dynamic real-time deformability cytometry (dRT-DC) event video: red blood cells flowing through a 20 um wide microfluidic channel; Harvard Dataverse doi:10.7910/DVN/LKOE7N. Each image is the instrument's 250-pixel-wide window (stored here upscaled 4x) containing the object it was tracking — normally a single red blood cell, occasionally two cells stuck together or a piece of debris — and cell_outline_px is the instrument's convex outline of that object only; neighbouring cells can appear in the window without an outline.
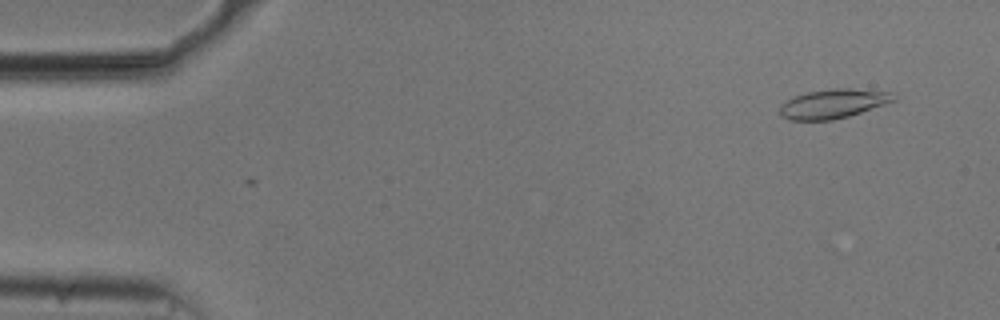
{"species": "common noctule bat (a hibernating species)", "species_latin": "Nyctalus noctula", "temperature_condition": "cold", "stored_images_in_passage": 2, "camera_frame_rate_fps": 3000, "um_per_image_px": 0.085, "animal": {"sex": "male", "body_mass_g": 20.5, "forearm_length_mm": 52.5}, "frame": {"image": 1, "passage_image": 1, "time_ms": 0.0, "image_size_px": [1000, 320], "cell_outline_px": [[896, 100], [848, 116], [832, 120], [788, 120], [780, 116], [780, 104], [796, 96], [808, 92], [828, 88], [848, 88], [896, 92]], "centroid_in_image_um": [70.83, 8.8], "position_along_channel_um": 14.2, "area_um2": 19.42}}